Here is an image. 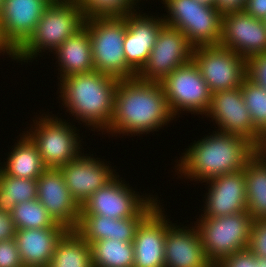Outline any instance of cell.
Here are the masks:
<instances>
[{"mask_svg": "<svg viewBox=\"0 0 266 267\" xmlns=\"http://www.w3.org/2000/svg\"><path fill=\"white\" fill-rule=\"evenodd\" d=\"M192 61L211 93L241 87L247 77V60L220 44L194 47Z\"/></svg>", "mask_w": 266, "mask_h": 267, "instance_id": "11", "label": "cell"}, {"mask_svg": "<svg viewBox=\"0 0 266 267\" xmlns=\"http://www.w3.org/2000/svg\"><path fill=\"white\" fill-rule=\"evenodd\" d=\"M214 267H258V257L246 248L222 258Z\"/></svg>", "mask_w": 266, "mask_h": 267, "instance_id": "34", "label": "cell"}, {"mask_svg": "<svg viewBox=\"0 0 266 267\" xmlns=\"http://www.w3.org/2000/svg\"><path fill=\"white\" fill-rule=\"evenodd\" d=\"M93 267H133L134 247L132 242L105 239L92 242Z\"/></svg>", "mask_w": 266, "mask_h": 267, "instance_id": "28", "label": "cell"}, {"mask_svg": "<svg viewBox=\"0 0 266 267\" xmlns=\"http://www.w3.org/2000/svg\"><path fill=\"white\" fill-rule=\"evenodd\" d=\"M159 204L138 226L134 241L133 267H165L167 214Z\"/></svg>", "mask_w": 266, "mask_h": 267, "instance_id": "20", "label": "cell"}, {"mask_svg": "<svg viewBox=\"0 0 266 267\" xmlns=\"http://www.w3.org/2000/svg\"><path fill=\"white\" fill-rule=\"evenodd\" d=\"M85 15L76 0H52L30 37L13 53L17 63L33 62L42 52L53 53L84 27ZM41 53V54H39ZM33 59V60H32Z\"/></svg>", "mask_w": 266, "mask_h": 267, "instance_id": "4", "label": "cell"}, {"mask_svg": "<svg viewBox=\"0 0 266 267\" xmlns=\"http://www.w3.org/2000/svg\"><path fill=\"white\" fill-rule=\"evenodd\" d=\"M247 212L254 220L266 219V154L258 150L243 169Z\"/></svg>", "mask_w": 266, "mask_h": 267, "instance_id": "26", "label": "cell"}, {"mask_svg": "<svg viewBox=\"0 0 266 267\" xmlns=\"http://www.w3.org/2000/svg\"><path fill=\"white\" fill-rule=\"evenodd\" d=\"M247 77L266 89V53L254 55L247 60Z\"/></svg>", "mask_w": 266, "mask_h": 267, "instance_id": "35", "label": "cell"}, {"mask_svg": "<svg viewBox=\"0 0 266 267\" xmlns=\"http://www.w3.org/2000/svg\"><path fill=\"white\" fill-rule=\"evenodd\" d=\"M181 226L167 216L165 267H214L207 259L195 223Z\"/></svg>", "mask_w": 266, "mask_h": 267, "instance_id": "21", "label": "cell"}, {"mask_svg": "<svg viewBox=\"0 0 266 267\" xmlns=\"http://www.w3.org/2000/svg\"><path fill=\"white\" fill-rule=\"evenodd\" d=\"M220 45L248 60L266 53V24L244 10L222 13Z\"/></svg>", "mask_w": 266, "mask_h": 267, "instance_id": "14", "label": "cell"}, {"mask_svg": "<svg viewBox=\"0 0 266 267\" xmlns=\"http://www.w3.org/2000/svg\"><path fill=\"white\" fill-rule=\"evenodd\" d=\"M176 119L160 82L136 78L119 80L115 89L113 116L104 134L131 137L159 132ZM139 134V135H138Z\"/></svg>", "mask_w": 266, "mask_h": 267, "instance_id": "1", "label": "cell"}, {"mask_svg": "<svg viewBox=\"0 0 266 267\" xmlns=\"http://www.w3.org/2000/svg\"><path fill=\"white\" fill-rule=\"evenodd\" d=\"M66 227L16 229L15 241L24 267H48Z\"/></svg>", "mask_w": 266, "mask_h": 267, "instance_id": "22", "label": "cell"}, {"mask_svg": "<svg viewBox=\"0 0 266 267\" xmlns=\"http://www.w3.org/2000/svg\"><path fill=\"white\" fill-rule=\"evenodd\" d=\"M86 18L124 16L138 10L142 0H76ZM139 4V5H138ZM137 8V9H136Z\"/></svg>", "mask_w": 266, "mask_h": 267, "instance_id": "32", "label": "cell"}, {"mask_svg": "<svg viewBox=\"0 0 266 267\" xmlns=\"http://www.w3.org/2000/svg\"><path fill=\"white\" fill-rule=\"evenodd\" d=\"M246 0H215V7L221 13L243 10Z\"/></svg>", "mask_w": 266, "mask_h": 267, "instance_id": "39", "label": "cell"}, {"mask_svg": "<svg viewBox=\"0 0 266 267\" xmlns=\"http://www.w3.org/2000/svg\"><path fill=\"white\" fill-rule=\"evenodd\" d=\"M205 203L201 217H222L247 211L246 183L243 170L205 181Z\"/></svg>", "mask_w": 266, "mask_h": 267, "instance_id": "19", "label": "cell"}, {"mask_svg": "<svg viewBox=\"0 0 266 267\" xmlns=\"http://www.w3.org/2000/svg\"><path fill=\"white\" fill-rule=\"evenodd\" d=\"M19 137L10 147L6 161L0 163V170L11 177L37 180L47 167L31 139L24 132Z\"/></svg>", "mask_w": 266, "mask_h": 267, "instance_id": "25", "label": "cell"}, {"mask_svg": "<svg viewBox=\"0 0 266 267\" xmlns=\"http://www.w3.org/2000/svg\"><path fill=\"white\" fill-rule=\"evenodd\" d=\"M37 200L57 223L76 230L80 221V206L73 199L59 169L47 168L37 179Z\"/></svg>", "mask_w": 266, "mask_h": 267, "instance_id": "17", "label": "cell"}, {"mask_svg": "<svg viewBox=\"0 0 266 267\" xmlns=\"http://www.w3.org/2000/svg\"><path fill=\"white\" fill-rule=\"evenodd\" d=\"M197 2L207 4L209 6H215V0H196Z\"/></svg>", "mask_w": 266, "mask_h": 267, "instance_id": "42", "label": "cell"}, {"mask_svg": "<svg viewBox=\"0 0 266 267\" xmlns=\"http://www.w3.org/2000/svg\"><path fill=\"white\" fill-rule=\"evenodd\" d=\"M94 70L118 80L136 78L124 55L126 21L122 16L91 17L85 19Z\"/></svg>", "mask_w": 266, "mask_h": 267, "instance_id": "5", "label": "cell"}, {"mask_svg": "<svg viewBox=\"0 0 266 267\" xmlns=\"http://www.w3.org/2000/svg\"><path fill=\"white\" fill-rule=\"evenodd\" d=\"M243 10L256 19L264 20L266 18V0H246Z\"/></svg>", "mask_w": 266, "mask_h": 267, "instance_id": "38", "label": "cell"}, {"mask_svg": "<svg viewBox=\"0 0 266 267\" xmlns=\"http://www.w3.org/2000/svg\"><path fill=\"white\" fill-rule=\"evenodd\" d=\"M247 248L257 257H266V219L253 221Z\"/></svg>", "mask_w": 266, "mask_h": 267, "instance_id": "33", "label": "cell"}, {"mask_svg": "<svg viewBox=\"0 0 266 267\" xmlns=\"http://www.w3.org/2000/svg\"><path fill=\"white\" fill-rule=\"evenodd\" d=\"M10 212L16 229L64 227L52 219L37 199L16 204Z\"/></svg>", "mask_w": 266, "mask_h": 267, "instance_id": "30", "label": "cell"}, {"mask_svg": "<svg viewBox=\"0 0 266 267\" xmlns=\"http://www.w3.org/2000/svg\"><path fill=\"white\" fill-rule=\"evenodd\" d=\"M205 117L212 119L217 131L244 137L258 150L266 138L254 127L250 112L243 100L241 87L212 93L211 104Z\"/></svg>", "mask_w": 266, "mask_h": 267, "instance_id": "12", "label": "cell"}, {"mask_svg": "<svg viewBox=\"0 0 266 267\" xmlns=\"http://www.w3.org/2000/svg\"><path fill=\"white\" fill-rule=\"evenodd\" d=\"M165 25L181 30L194 47L218 45L222 13L215 6L196 0H162Z\"/></svg>", "mask_w": 266, "mask_h": 267, "instance_id": "8", "label": "cell"}, {"mask_svg": "<svg viewBox=\"0 0 266 267\" xmlns=\"http://www.w3.org/2000/svg\"><path fill=\"white\" fill-rule=\"evenodd\" d=\"M266 154V142L264 143V146L261 149Z\"/></svg>", "mask_w": 266, "mask_h": 267, "instance_id": "43", "label": "cell"}, {"mask_svg": "<svg viewBox=\"0 0 266 267\" xmlns=\"http://www.w3.org/2000/svg\"><path fill=\"white\" fill-rule=\"evenodd\" d=\"M52 54L56 55L55 64L59 67L58 80L94 70L90 37L85 27L65 40Z\"/></svg>", "mask_w": 266, "mask_h": 267, "instance_id": "24", "label": "cell"}, {"mask_svg": "<svg viewBox=\"0 0 266 267\" xmlns=\"http://www.w3.org/2000/svg\"><path fill=\"white\" fill-rule=\"evenodd\" d=\"M193 51L194 46L181 30L164 25L158 33L147 63L137 74V78L161 82L176 68L192 62Z\"/></svg>", "mask_w": 266, "mask_h": 267, "instance_id": "13", "label": "cell"}, {"mask_svg": "<svg viewBox=\"0 0 266 267\" xmlns=\"http://www.w3.org/2000/svg\"><path fill=\"white\" fill-rule=\"evenodd\" d=\"M0 267H24L14 238L0 241Z\"/></svg>", "mask_w": 266, "mask_h": 267, "instance_id": "36", "label": "cell"}, {"mask_svg": "<svg viewBox=\"0 0 266 267\" xmlns=\"http://www.w3.org/2000/svg\"><path fill=\"white\" fill-rule=\"evenodd\" d=\"M49 113L37 115L39 117L36 116L35 120L33 118L34 125L31 124L30 129L24 133L36 146L44 165L59 169L83 152L81 142L84 141L80 140V133L75 125Z\"/></svg>", "mask_w": 266, "mask_h": 267, "instance_id": "6", "label": "cell"}, {"mask_svg": "<svg viewBox=\"0 0 266 267\" xmlns=\"http://www.w3.org/2000/svg\"><path fill=\"white\" fill-rule=\"evenodd\" d=\"M48 267H93L90 243L76 230H68L58 242Z\"/></svg>", "mask_w": 266, "mask_h": 267, "instance_id": "27", "label": "cell"}, {"mask_svg": "<svg viewBox=\"0 0 266 267\" xmlns=\"http://www.w3.org/2000/svg\"><path fill=\"white\" fill-rule=\"evenodd\" d=\"M52 0H3L0 38L14 53L33 33Z\"/></svg>", "mask_w": 266, "mask_h": 267, "instance_id": "16", "label": "cell"}, {"mask_svg": "<svg viewBox=\"0 0 266 267\" xmlns=\"http://www.w3.org/2000/svg\"><path fill=\"white\" fill-rule=\"evenodd\" d=\"M57 93L66 112L90 127L103 133L109 128L114 106L115 89L119 80L93 70L75 74L58 81ZM82 121V123H81ZM93 129V130H92Z\"/></svg>", "mask_w": 266, "mask_h": 267, "instance_id": "3", "label": "cell"}, {"mask_svg": "<svg viewBox=\"0 0 266 267\" xmlns=\"http://www.w3.org/2000/svg\"><path fill=\"white\" fill-rule=\"evenodd\" d=\"M122 179L117 174L104 187L93 193L80 207V215H103L112 219L147 217L162 204L157 195H140Z\"/></svg>", "mask_w": 266, "mask_h": 267, "instance_id": "7", "label": "cell"}, {"mask_svg": "<svg viewBox=\"0 0 266 267\" xmlns=\"http://www.w3.org/2000/svg\"><path fill=\"white\" fill-rule=\"evenodd\" d=\"M145 218L112 219L103 215H80L76 231L90 244L105 239L133 242L137 228Z\"/></svg>", "mask_w": 266, "mask_h": 267, "instance_id": "23", "label": "cell"}, {"mask_svg": "<svg viewBox=\"0 0 266 267\" xmlns=\"http://www.w3.org/2000/svg\"><path fill=\"white\" fill-rule=\"evenodd\" d=\"M258 267H266V257H258Z\"/></svg>", "mask_w": 266, "mask_h": 267, "instance_id": "41", "label": "cell"}, {"mask_svg": "<svg viewBox=\"0 0 266 267\" xmlns=\"http://www.w3.org/2000/svg\"><path fill=\"white\" fill-rule=\"evenodd\" d=\"M160 84L170 110L177 119L185 111L193 115L200 114L204 118L211 104L212 93L193 61L176 68Z\"/></svg>", "mask_w": 266, "mask_h": 267, "instance_id": "10", "label": "cell"}, {"mask_svg": "<svg viewBox=\"0 0 266 267\" xmlns=\"http://www.w3.org/2000/svg\"><path fill=\"white\" fill-rule=\"evenodd\" d=\"M86 155V156H85ZM90 155V156H89ZM109 161L81 153L77 158L59 168L73 199L82 204L100 188L109 183L117 174Z\"/></svg>", "mask_w": 266, "mask_h": 267, "instance_id": "15", "label": "cell"}, {"mask_svg": "<svg viewBox=\"0 0 266 267\" xmlns=\"http://www.w3.org/2000/svg\"><path fill=\"white\" fill-rule=\"evenodd\" d=\"M0 56H3L7 54V56L9 58H11L13 60V53L8 49V47L2 42L1 38H0Z\"/></svg>", "mask_w": 266, "mask_h": 267, "instance_id": "40", "label": "cell"}, {"mask_svg": "<svg viewBox=\"0 0 266 267\" xmlns=\"http://www.w3.org/2000/svg\"><path fill=\"white\" fill-rule=\"evenodd\" d=\"M157 16V17H156ZM141 14L140 10L122 16L126 21L124 55L127 65L138 74L147 63L149 54L165 25L162 15Z\"/></svg>", "mask_w": 266, "mask_h": 267, "instance_id": "18", "label": "cell"}, {"mask_svg": "<svg viewBox=\"0 0 266 267\" xmlns=\"http://www.w3.org/2000/svg\"><path fill=\"white\" fill-rule=\"evenodd\" d=\"M241 91L254 127L266 138V89L246 77Z\"/></svg>", "mask_w": 266, "mask_h": 267, "instance_id": "31", "label": "cell"}, {"mask_svg": "<svg viewBox=\"0 0 266 267\" xmlns=\"http://www.w3.org/2000/svg\"><path fill=\"white\" fill-rule=\"evenodd\" d=\"M190 144L179 157L180 160H175V174L180 179L184 177L197 183L243 170L248 160L258 151L244 137L217 130Z\"/></svg>", "mask_w": 266, "mask_h": 267, "instance_id": "2", "label": "cell"}, {"mask_svg": "<svg viewBox=\"0 0 266 267\" xmlns=\"http://www.w3.org/2000/svg\"><path fill=\"white\" fill-rule=\"evenodd\" d=\"M198 218L194 223L207 259L213 265L248 247L253 219L247 211L222 217Z\"/></svg>", "mask_w": 266, "mask_h": 267, "instance_id": "9", "label": "cell"}, {"mask_svg": "<svg viewBox=\"0 0 266 267\" xmlns=\"http://www.w3.org/2000/svg\"><path fill=\"white\" fill-rule=\"evenodd\" d=\"M15 234L16 228L11 217V212L0 209V241L13 239Z\"/></svg>", "mask_w": 266, "mask_h": 267, "instance_id": "37", "label": "cell"}, {"mask_svg": "<svg viewBox=\"0 0 266 267\" xmlns=\"http://www.w3.org/2000/svg\"><path fill=\"white\" fill-rule=\"evenodd\" d=\"M37 199V180L11 177L0 170V209L11 211L16 204Z\"/></svg>", "mask_w": 266, "mask_h": 267, "instance_id": "29", "label": "cell"}, {"mask_svg": "<svg viewBox=\"0 0 266 267\" xmlns=\"http://www.w3.org/2000/svg\"><path fill=\"white\" fill-rule=\"evenodd\" d=\"M2 2H3V0H0V14H1V10H2Z\"/></svg>", "mask_w": 266, "mask_h": 267, "instance_id": "44", "label": "cell"}]
</instances>
